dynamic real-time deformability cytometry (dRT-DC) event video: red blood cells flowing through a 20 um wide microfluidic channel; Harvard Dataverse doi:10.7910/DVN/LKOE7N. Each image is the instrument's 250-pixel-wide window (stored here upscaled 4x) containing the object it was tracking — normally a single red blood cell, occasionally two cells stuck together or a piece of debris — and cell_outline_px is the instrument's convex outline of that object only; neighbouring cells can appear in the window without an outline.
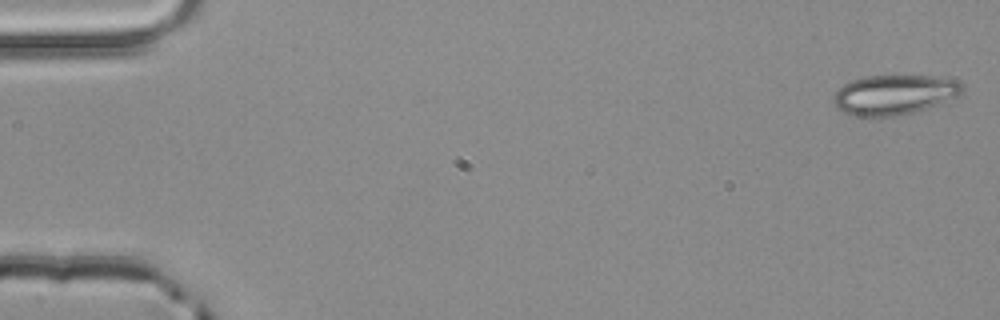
{"species": "common noctule bat (a hibernating species)", "species_latin": "Nyctalus noctula", "temperature_condition": "room temperature", "stored_images_in_passage": 5, "camera_frame_rate_fps": 3000, "um_per_image_px": 0.085, "animal": {"sex": "male", "body_mass_g": 20.4}, "frame": {"image": 1, "passage_image": 1, "time_ms": 0.0, "image_size_px": [1000, 320], "cell_outline_px": [[964, 88], [956, 96], [936, 104], [912, 112], [896, 116], [856, 116], [844, 112], [836, 108], [836, 88], [848, 80], [868, 76], [936, 76], [960, 80], [964, 84]], "centroid_in_image_um": [76.0, 8.02], "position_along_channel_um": 9.0, "area_um2": 29.65}}
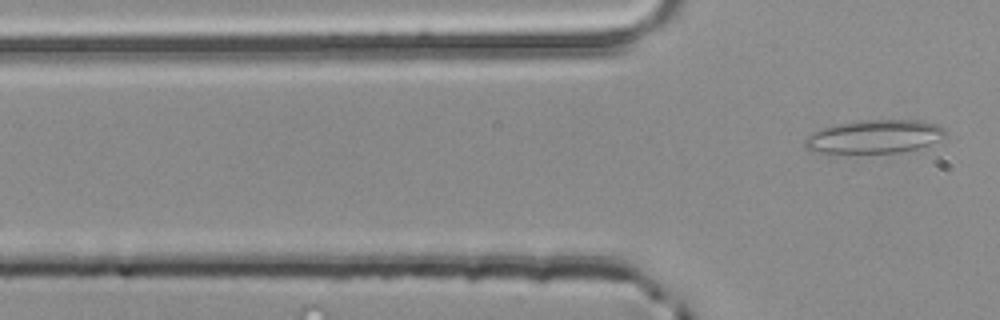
{"frame": {"image": 2, "passage_image": 5, "time_ms": 1.333, "image_size_px": [1000, 320], "cell_outline_px": [[948, 132], [944, 136], [928, 144], [916, 148], [900, 152], [836, 156], [828, 156], [812, 152], [804, 148], [804, 140], [812, 132], [820, 128], [836, 124], [864, 120], [920, 120], [936, 124], [944, 128]], "centroid_in_image_um": [74.17, 11.66], "position_along_channel_um": 51.6, "area_um2": 28.44}}